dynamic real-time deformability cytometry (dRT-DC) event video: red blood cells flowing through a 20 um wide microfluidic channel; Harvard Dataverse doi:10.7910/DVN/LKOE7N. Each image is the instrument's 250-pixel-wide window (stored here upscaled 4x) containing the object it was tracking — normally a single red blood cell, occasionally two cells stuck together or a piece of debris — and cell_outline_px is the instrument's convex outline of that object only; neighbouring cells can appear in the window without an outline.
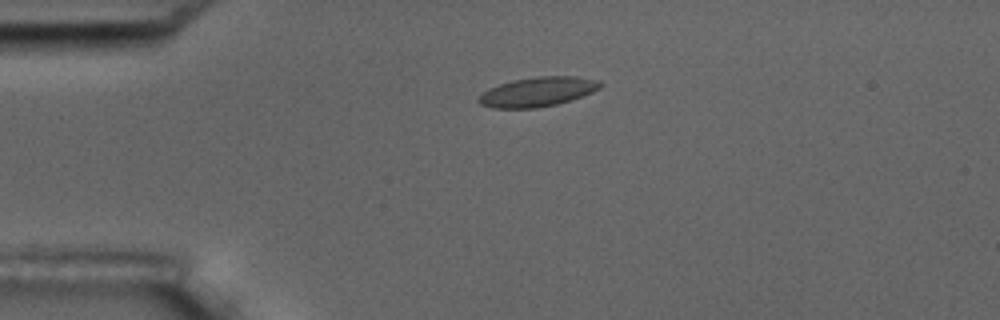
{"species": "common noctule bat (a hibernating species)", "species_latin": "Nyctalus noctula", "temperature_condition": "room temperature", "stored_images_in_passage": 7, "camera_frame_rate_fps": 3000, "um_per_image_px": 0.085, "animal": {"sex": "male", "body_mass_g": 17.5, "forearm_length_mm": 52.3}, "frame": {"image": 1, "passage_image": 1, "time_ms": 0.0, "image_size_px": [1000, 320], "cell_outline_px": [[604, 84], [600, 88], [592, 92], [556, 104], [536, 108], [492, 108], [480, 104], [476, 100], [488, 88], [512, 80], [536, 76], [576, 76], [600, 80]], "centroid_in_image_um": [45.7, 7.79], "position_along_channel_um": 39.3, "area_um2": 20.87}}
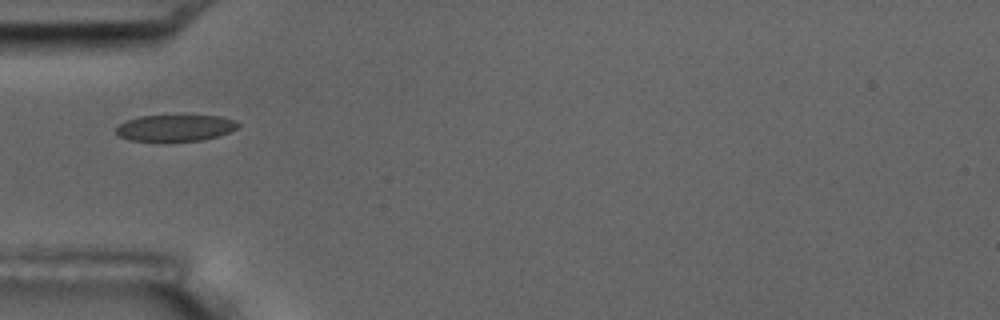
{"frame": {"image": 2, "passage_image": 6, "time_ms": 1.667, "image_size_px": [1000, 320], "cell_outline_px": [[240, 124], [236, 128], [228, 132], [204, 140], [128, 140], [120, 136], [116, 132], [116, 128], [124, 120], [140, 116], [220, 116], [236, 120]], "centroid_in_image_um": [14.89, 10.86], "position_along_channel_um": 70.1, "area_um2": 18.44}}